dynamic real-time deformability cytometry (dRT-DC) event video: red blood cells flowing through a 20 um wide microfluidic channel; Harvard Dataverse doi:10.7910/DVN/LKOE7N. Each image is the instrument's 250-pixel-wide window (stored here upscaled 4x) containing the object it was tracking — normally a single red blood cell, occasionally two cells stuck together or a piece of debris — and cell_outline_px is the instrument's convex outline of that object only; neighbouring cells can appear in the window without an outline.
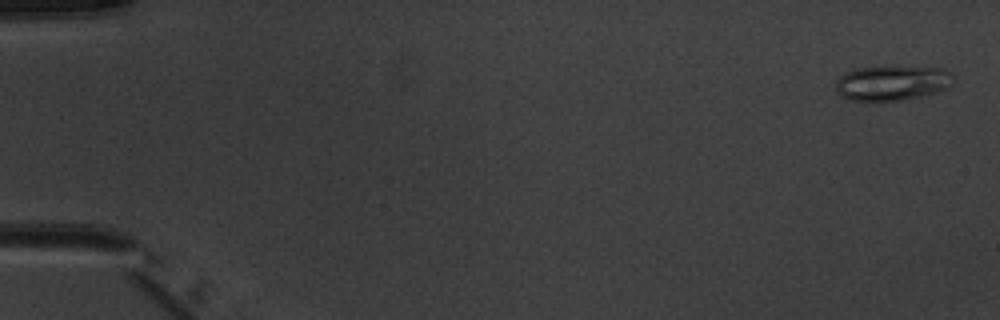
{"species": "common noctule bat (a hibernating species)", "species_latin": "Nyctalus noctula", "temperature_condition": "warm", "stored_images_in_passage": 5, "camera_frame_rate_fps": 3000, "um_per_image_px": 0.085, "animal": {"sex": "male", "body_mass_g": 20.1, "forearm_length_mm": 53.5}, "frame": {"image": 1, "passage_image": 1, "time_ms": 0.0, "image_size_px": [1000, 320], "cell_outline_px": [[956, 76], [948, 88], [936, 92], [904, 100], [852, 100], [840, 96], [836, 92], [836, 80], [844, 72], [856, 68], [944, 68]], "centroid_in_image_um": [75.83, 7.06], "position_along_channel_um": 9.2, "area_um2": 23.58}}
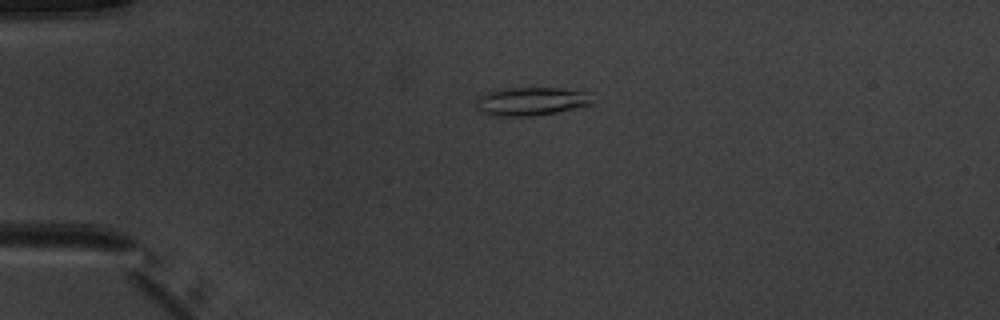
{"frame": {"image": 2, "passage_image": 4, "time_ms": 3.667, "image_size_px": [1000, 320], "cell_outline_px": [[592, 104], [556, 112], [532, 116], [488, 116], [480, 112], [476, 108], [476, 96], [488, 92], [504, 88], [556, 88], [588, 92]], "centroid_in_image_um": [45.04, 8.62], "position_along_channel_um": 40.0, "area_um2": 19.25}}